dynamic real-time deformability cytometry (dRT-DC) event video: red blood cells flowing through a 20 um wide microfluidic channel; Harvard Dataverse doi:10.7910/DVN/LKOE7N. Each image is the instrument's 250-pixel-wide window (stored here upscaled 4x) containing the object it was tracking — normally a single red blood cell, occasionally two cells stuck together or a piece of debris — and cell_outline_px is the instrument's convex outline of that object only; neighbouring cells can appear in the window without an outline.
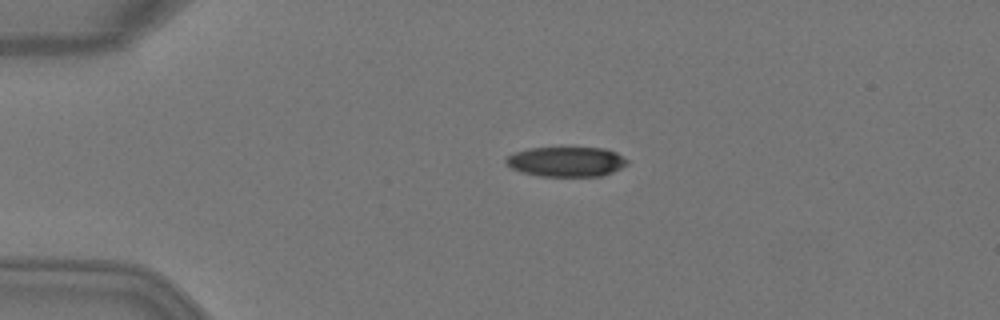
{"species": "Egyptian fruit bat (a non-hibernating species)", "species_latin": "Rousettus aegyptiacus", "temperature_condition": "warm", "stored_images_in_passage": 3, "camera_frame_rate_fps": 3000, "um_per_image_px": 0.085, "animal": {"sex": "female"}, "frame": {"image": 1, "passage_image": 2, "time_ms": 0.333, "image_size_px": [1000, 320], "cell_outline_px": [[628, 164], [612, 172], [600, 176], [540, 176], [524, 172], [512, 168], [504, 160], [508, 156], [516, 152], [528, 148], [604, 148], [616, 152], [628, 160]], "centroid_in_image_um": [48.16, 13.74], "position_along_channel_um": 36.8, "area_um2": 20.87}}